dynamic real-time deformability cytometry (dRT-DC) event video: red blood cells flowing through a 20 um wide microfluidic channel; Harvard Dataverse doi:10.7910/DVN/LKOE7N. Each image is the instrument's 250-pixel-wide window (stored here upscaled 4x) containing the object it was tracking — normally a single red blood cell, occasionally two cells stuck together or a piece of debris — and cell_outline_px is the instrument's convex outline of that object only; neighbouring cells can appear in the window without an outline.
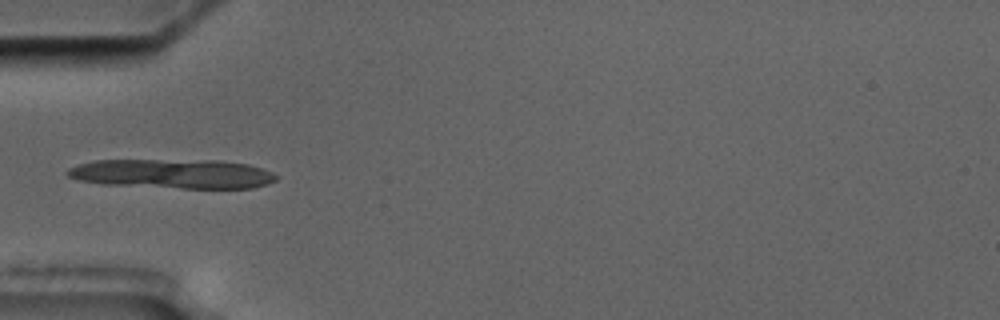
{"species": "common noctule bat (a hibernating species)", "species_latin": "Nyctalus noctula", "temperature_condition": "cold", "stored_images_in_passage": 8, "camera_frame_rate_fps": 3000, "um_per_image_px": 0.085, "animal": {"sex": "male", "body_mass_g": 17.5, "forearm_length_mm": 52.3}, "frame": {"image": 1, "passage_image": 6, "time_ms": 5.667, "image_size_px": [1000, 320], "cell_outline_px": [[280, 176], [276, 180], [268, 184], [252, 188], [180, 188], [100, 184], [80, 180], [68, 176], [64, 172], [68, 168], [80, 164], [96, 160], [220, 160], [248, 164], [272, 172]], "centroid_in_image_um": [14.7, 14.77], "position_along_channel_um": 70.3, "area_um2": 35.89}}